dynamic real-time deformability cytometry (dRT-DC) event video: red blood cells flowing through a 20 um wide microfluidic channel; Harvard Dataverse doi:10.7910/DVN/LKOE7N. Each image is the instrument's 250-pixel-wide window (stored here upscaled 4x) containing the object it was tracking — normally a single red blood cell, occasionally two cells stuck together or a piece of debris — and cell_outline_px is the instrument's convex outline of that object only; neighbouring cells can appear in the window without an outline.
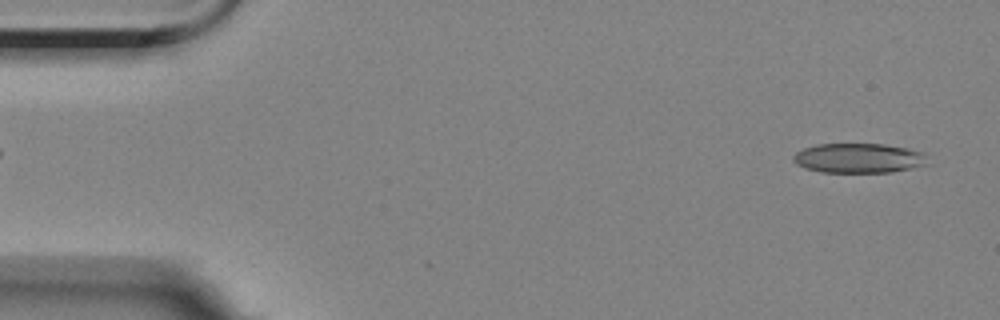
{"species": "Egyptian fruit bat (a non-hibernating species)", "species_latin": "Rousettus aegyptiacus", "temperature_condition": "room temperature", "stored_images_in_passage": 43, "camera_frame_rate_fps": 3000, "um_per_image_px": 0.085, "animal": {"sex": "female"}, "frame": {"image": 1, "passage_image": 2, "time_ms": 0.333, "image_size_px": [1000, 320], "cell_outline_px": [[924, 164], [892, 172], [820, 172], [804, 168], [796, 164], [792, 160], [792, 156], [796, 152], [804, 148], [820, 144], [884, 144], [908, 148], [924, 152]], "centroid_in_image_um": [72.91, 13.44], "position_along_channel_um": 12.1, "area_um2": 23.0}}
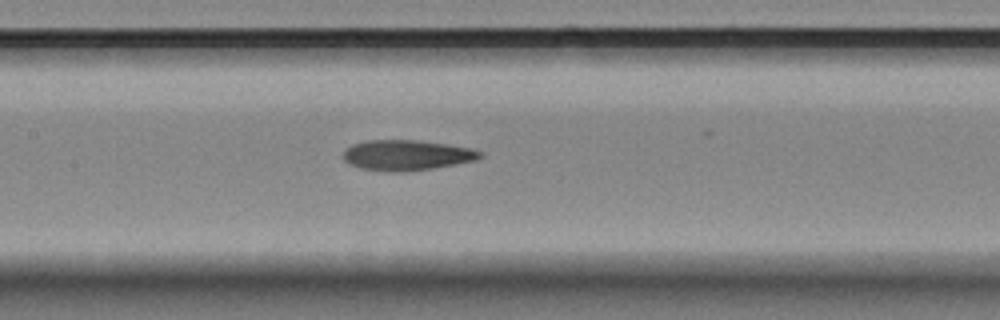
{"frame": {"image": 2, "passage_image": 25, "time_ms": 8.0, "image_size_px": [1000, 320], "cell_outline_px": [[484, 156], [476, 160], [456, 164], [432, 168], [400, 172], [388, 172], [360, 168], [344, 160], [344, 148], [352, 144], [368, 140], [416, 140], [448, 144], [468, 148], [480, 152]], "centroid_in_image_um": [34.55, 13.19], "position_along_channel_um": 172.9, "area_um2": 24.1}}
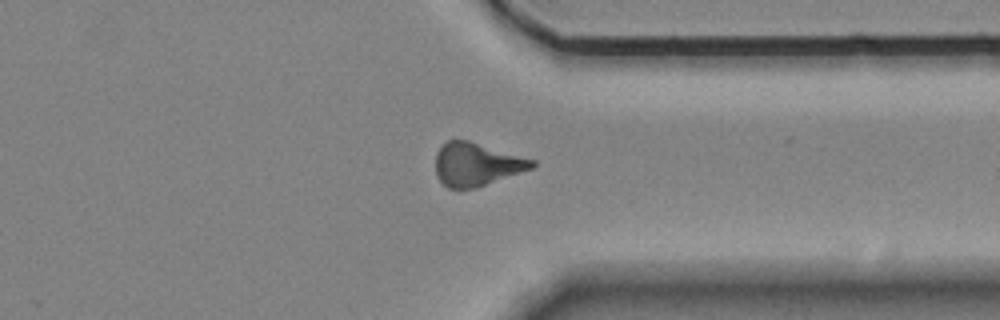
{"frame": {"image": 3, "passage_image": 42, "time_ms": 13.667, "image_size_px": [1000, 320], "cell_outline_px": [[536, 164], [532, 168], [476, 188], [448, 188], [436, 176], [436, 152], [448, 140], [468, 140], [536, 160]], "centroid_in_image_um": [40.51, 13.96], "position_along_channel_um": 370.9, "area_um2": 24.04}}